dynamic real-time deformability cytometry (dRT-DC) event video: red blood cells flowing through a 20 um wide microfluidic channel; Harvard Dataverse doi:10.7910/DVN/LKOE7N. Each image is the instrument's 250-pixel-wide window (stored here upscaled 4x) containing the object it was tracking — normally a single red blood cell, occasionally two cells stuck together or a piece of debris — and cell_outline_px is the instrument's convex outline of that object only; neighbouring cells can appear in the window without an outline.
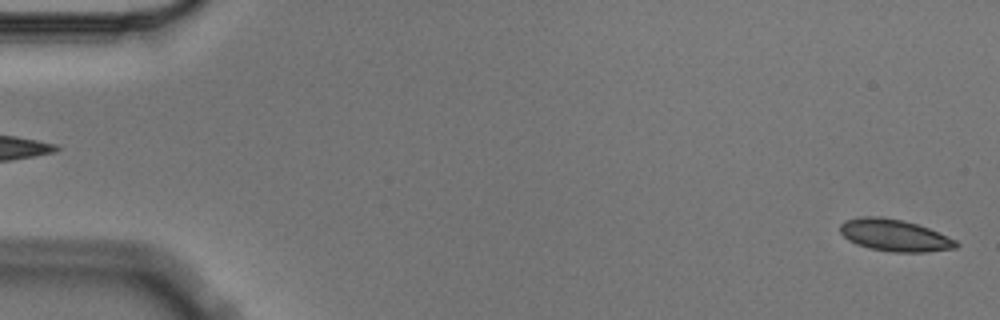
{"species": "Egyptian fruit bat (a non-hibernating species)", "species_latin": "Rousettus aegyptiacus", "temperature_condition": "cold", "stored_images_in_passage": 5, "segment_of_instrument_passage": [2, 2], "camera_frame_rate_fps": 3000, "um_per_image_px": 0.085, "animal": {"sex": "male"}, "frame": {"image": 1, "passage_image": 5, "time_ms": 1.333, "image_size_px": [1000, 320], "cell_outline_px": [[960, 244], [956, 248], [924, 252], [892, 252], [872, 248], [848, 240], [840, 232], [840, 224], [844, 220], [864, 216], [876, 216], [904, 220], [928, 228], [956, 240]], "centroid_in_image_um": [76.04, 19.99], "position_along_channel_um": 9.0, "area_um2": 21.33}}